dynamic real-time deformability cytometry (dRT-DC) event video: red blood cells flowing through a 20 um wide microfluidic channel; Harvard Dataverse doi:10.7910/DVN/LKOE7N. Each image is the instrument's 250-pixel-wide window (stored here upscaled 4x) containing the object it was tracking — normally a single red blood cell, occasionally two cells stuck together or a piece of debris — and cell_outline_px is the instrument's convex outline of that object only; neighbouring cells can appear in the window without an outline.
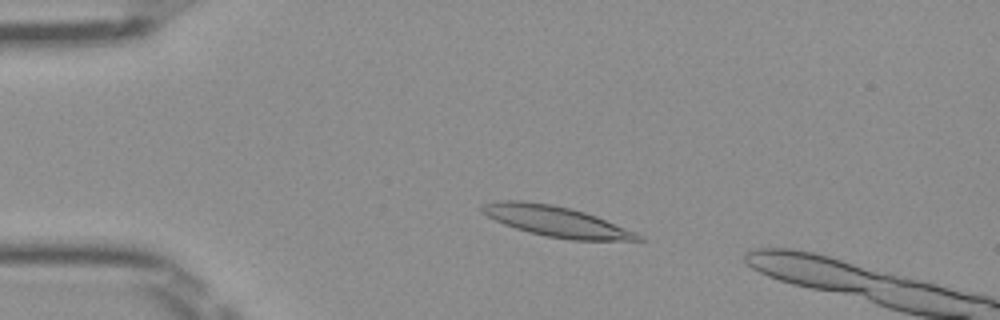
{"species": "Egyptian fruit bat (a non-hibernating species)", "species_latin": "Rousettus aegyptiacus", "temperature_condition": "room temperature", "stored_images_in_passage": 50, "camera_frame_rate_fps": 3000, "um_per_image_px": 0.085, "frame": {"image": 1, "passage_image": 9, "time_ms": 2.667, "image_size_px": [1000, 320], "cell_outline_px": [[648, 240], [572, 240], [548, 236], [528, 232], [504, 224], [488, 216], [480, 208], [480, 204], [500, 200], [520, 200], [552, 204], [584, 212], [596, 216], [636, 232], [644, 236]], "centroid_in_image_um": [47.29, 18.81], "position_along_channel_um": 37.7, "area_um2": 27.51}}
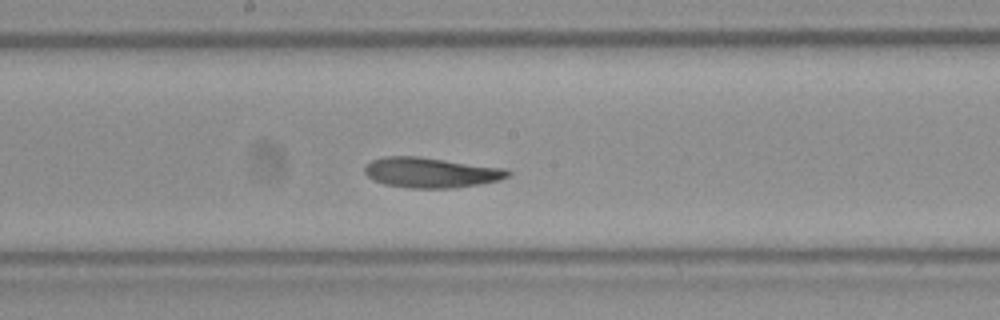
{"frame": {"image": 2, "passage_image": 25, "time_ms": 8.0, "image_size_px": [1000, 320], "cell_outline_px": [[512, 172], [508, 176], [500, 180], [480, 184], [452, 188], [408, 188], [384, 184], [372, 180], [364, 172], [364, 164], [372, 160], [384, 156], [420, 156], [508, 168]], "centroid_in_image_um": [36.64, 14.66], "position_along_channel_um": 211.6, "area_um2": 25.66}}
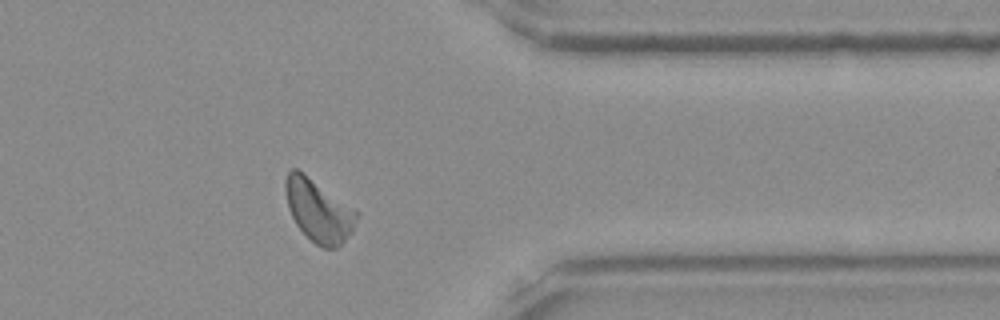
{"frame": {"image": 3, "passage_image": 39, "time_ms": 12.667, "image_size_px": [1000, 320], "cell_outline_px": [[356, 220], [352, 232], [336, 248], [324, 248], [316, 244], [296, 224], [288, 208], [284, 188], [284, 180], [288, 172], [292, 168], [296, 168], [356, 212]], "centroid_in_image_um": [27.01, 17.91], "position_along_channel_um": 384.4, "area_um2": 24.8}, "authors_computed_cell_mechanics": {"area_um2": 25.0852, "velocity_mm_per_s": 3.9673, "shape_relaxation_time_tau1_ms": 7.0834, "shape_relaxation_time_tau2_ms": 4.1097, "deformation_change_tau1": 0.1849, "deformation_change_tau2": 0.1136}}